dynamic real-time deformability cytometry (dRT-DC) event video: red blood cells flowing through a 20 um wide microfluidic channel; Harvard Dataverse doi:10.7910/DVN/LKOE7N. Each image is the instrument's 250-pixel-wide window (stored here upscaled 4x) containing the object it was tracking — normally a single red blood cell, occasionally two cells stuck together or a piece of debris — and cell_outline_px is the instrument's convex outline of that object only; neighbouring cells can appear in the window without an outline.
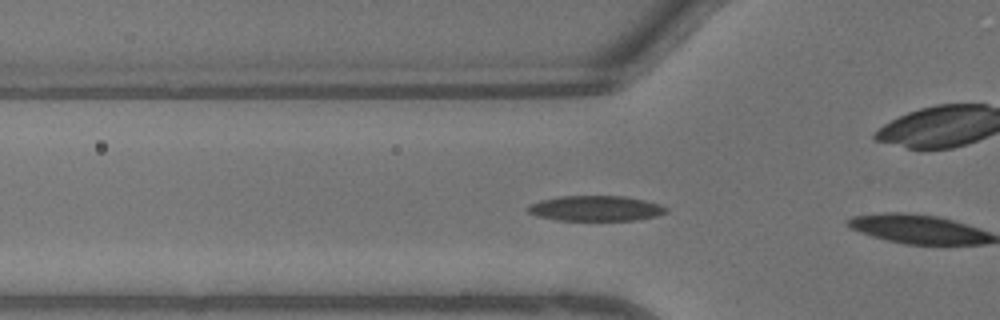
{"species": "common noctule bat (a hibernating species)", "species_latin": "Nyctalus noctula", "temperature_condition": "warm", "stored_images_in_passage": 4, "camera_frame_rate_fps": 3000, "um_per_image_px": 0.085, "animal": {"sex": "male", "body_mass_g": 13.3}, "frame": {"image": 1, "passage_image": 3, "time_ms": 0.667, "image_size_px": [1000, 320], "cell_outline_px": [[668, 212], [656, 216], [636, 220], [556, 220], [536, 216], [528, 212], [528, 208], [532, 204], [540, 200], [560, 196], [624, 196], [644, 200], [660, 204], [668, 208]], "centroid_in_image_um": [50.66, 17.71], "position_along_channel_um": 75.1, "area_um2": 20.35}}